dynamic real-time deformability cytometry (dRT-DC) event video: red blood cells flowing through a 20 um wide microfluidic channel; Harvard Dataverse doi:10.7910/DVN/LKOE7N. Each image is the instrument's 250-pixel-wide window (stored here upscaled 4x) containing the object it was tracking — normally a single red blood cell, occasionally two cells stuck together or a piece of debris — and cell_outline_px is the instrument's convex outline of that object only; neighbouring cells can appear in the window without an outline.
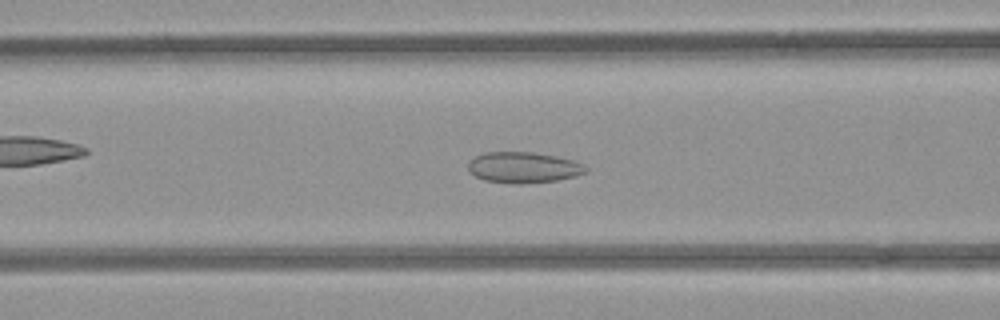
{"species": "common noctule bat (a hibernating species)", "species_latin": "Nyctalus noctula", "temperature_condition": "room temperature", "stored_images_in_passage": 46, "camera_frame_rate_fps": 3000, "um_per_image_px": 0.085, "animal": {"sex": "female", "body_mass_g": 21.9}, "frame": {"image": 1, "passage_image": 19, "time_ms": 6.0, "image_size_px": [1000, 320], "cell_outline_px": [[588, 172], [576, 176], [556, 180], [520, 184], [512, 184], [484, 180], [468, 172], [468, 164], [476, 156], [484, 152], [532, 152], [556, 156], [576, 160], [584, 164], [588, 168]], "centroid_in_image_um": [44.53, 14.23], "position_along_channel_um": 122.1, "area_um2": 21.39}}
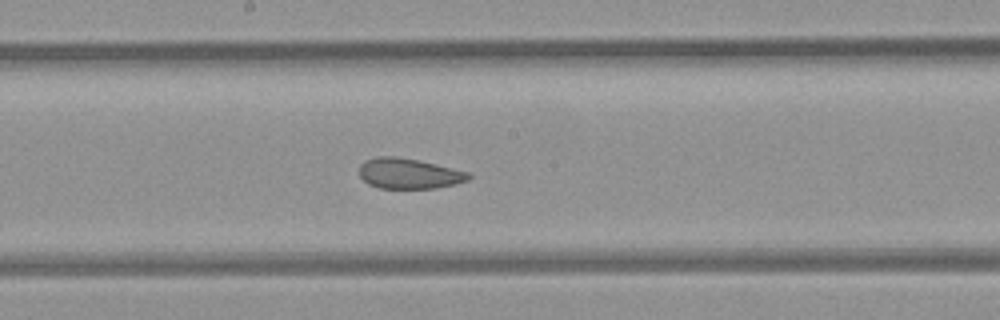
{"frame": {"image": 2, "passage_image": 26, "time_ms": 8.333, "image_size_px": [1000, 320], "cell_outline_px": [[472, 176], [468, 180], [456, 184], [436, 188], [380, 188], [368, 184], [360, 176], [360, 164], [364, 160], [376, 156], [396, 156], [436, 164], [468, 172]], "centroid_in_image_um": [34.74, 14.75], "position_along_channel_um": 213.5, "area_um2": 19.36}}
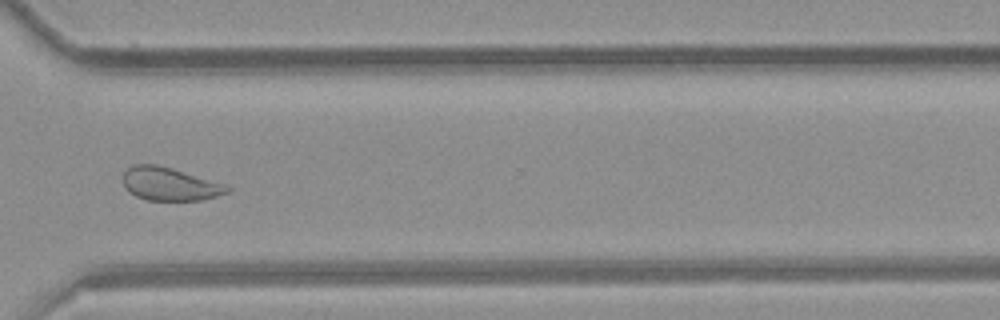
{"frame": {"image": 3, "passage_image": 37, "time_ms": 12.0, "image_size_px": [1000, 320], "cell_outline_px": [[232, 188], [228, 192], [204, 200], [148, 200], [136, 196], [128, 192], [124, 188], [124, 172], [132, 164], [156, 164], [224, 184]], "centroid_in_image_um": [14.39, 15.65], "position_along_channel_um": 356.2, "area_um2": 19.88}, "authors_computed_cell_mechanics": {"area_um2": 24.854, "velocity_mm_per_s": 3.9075, "shape_relaxation_time_tau1_ms": null, "shape_relaxation_time_tau2_ms": 1.4008, "deformation_change_tau1": null, "deformation_change_tau2": 0.0784}}